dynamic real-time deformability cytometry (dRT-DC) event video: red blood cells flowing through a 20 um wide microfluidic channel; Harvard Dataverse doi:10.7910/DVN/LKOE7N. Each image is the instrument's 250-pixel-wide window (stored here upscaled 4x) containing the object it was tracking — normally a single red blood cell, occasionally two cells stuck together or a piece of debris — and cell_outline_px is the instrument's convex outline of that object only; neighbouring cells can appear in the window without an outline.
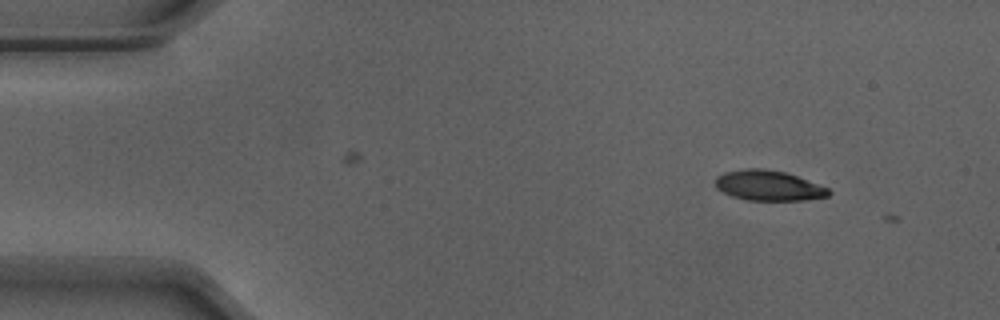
{"species": "Egyptian fruit bat (a non-hibernating species)", "species_latin": "Rousettus aegyptiacus", "temperature_condition": "warm", "stored_images_in_passage": 3, "camera_frame_rate_fps": 3000, "um_per_image_px": 0.085, "animal": {"sex": "male"}, "frame": {"image": 1, "passage_image": 1, "time_ms": 0.0, "image_size_px": [1000, 320], "cell_outline_px": [[832, 192], [828, 196], [800, 200], [748, 200], [732, 196], [716, 188], [716, 176], [724, 172], [744, 168], [764, 168], [784, 172], [796, 176], [828, 188]], "centroid_in_image_um": [65.29, 15.76], "position_along_channel_um": 19.7, "area_um2": 19.77}}